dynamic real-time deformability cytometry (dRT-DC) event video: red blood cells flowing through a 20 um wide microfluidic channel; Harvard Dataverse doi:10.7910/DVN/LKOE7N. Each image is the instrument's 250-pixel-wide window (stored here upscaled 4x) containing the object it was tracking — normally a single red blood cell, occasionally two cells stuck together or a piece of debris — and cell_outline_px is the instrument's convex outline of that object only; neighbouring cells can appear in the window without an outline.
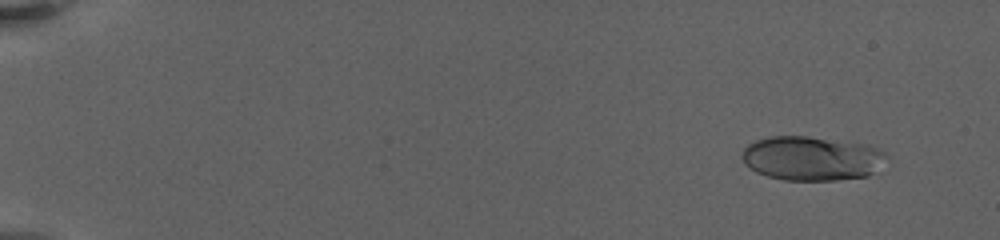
{"species": "human", "species_latin": "Homo sapiens", "temperature_condition": "warm", "stored_images_in_passage": 15, "camera_frame_rate_fps": 3000, "um_per_image_px": 0.085, "donor": {"sex": "female"}, "frame": {"image": 1, "passage_image": 1, "time_ms": 0.0, "image_size_px": [1000, 240], "cell_outline_px": [[888, 156], [868, 176], [836, 180], [784, 180], [768, 176], [756, 172], [744, 164], [740, 156], [744, 148], [748, 144], [756, 140], [768, 136], [808, 136], [868, 144], [884, 152]], "centroid_in_image_um": [68.94, 13.45], "position_along_channel_um": 16.1, "area_um2": 37.28}}
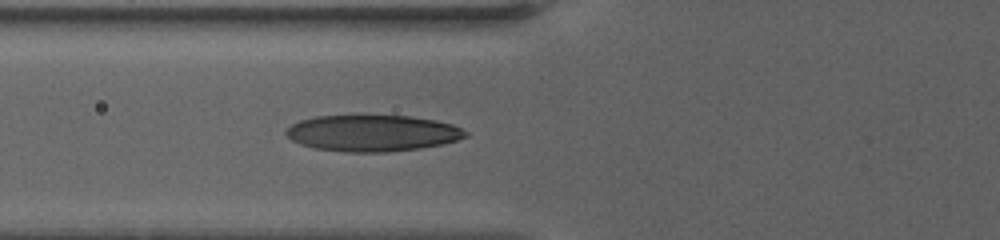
{"frame": {"image": 2, "passage_image": 9, "time_ms": 7.333, "image_size_px": [1000, 240], "cell_outline_px": [[468, 136], [456, 140], [440, 144], [420, 148], [388, 152], [344, 152], [312, 148], [300, 144], [292, 140], [284, 132], [292, 124], [300, 120], [316, 116], [408, 116], [436, 120], [452, 124], [468, 132]], "centroid_in_image_um": [31.64, 11.32], "position_along_channel_um": 94.2, "area_um2": 37.92}}
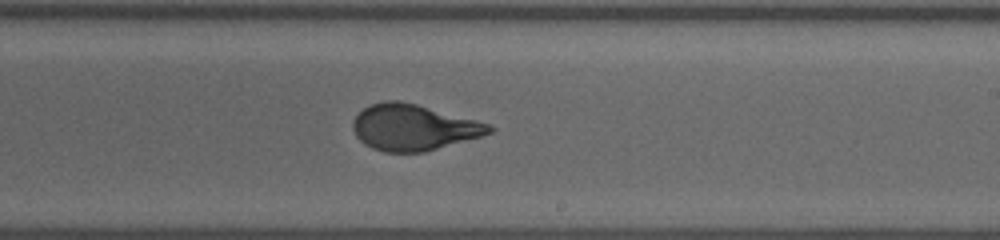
{"frame": {"image": 3, "passage_image": 15, "time_ms": 12.333, "image_size_px": [1000, 240], "cell_outline_px": [[496, 128], [492, 132], [480, 136], [424, 152], [384, 152], [372, 148], [364, 144], [356, 136], [352, 128], [352, 120], [364, 108], [372, 104], [384, 100], [400, 100], [416, 104], [476, 120], [488, 124]], "centroid_in_image_um": [35.1, 10.83], "position_along_channel_um": 253.9, "area_um2": 36.3}}